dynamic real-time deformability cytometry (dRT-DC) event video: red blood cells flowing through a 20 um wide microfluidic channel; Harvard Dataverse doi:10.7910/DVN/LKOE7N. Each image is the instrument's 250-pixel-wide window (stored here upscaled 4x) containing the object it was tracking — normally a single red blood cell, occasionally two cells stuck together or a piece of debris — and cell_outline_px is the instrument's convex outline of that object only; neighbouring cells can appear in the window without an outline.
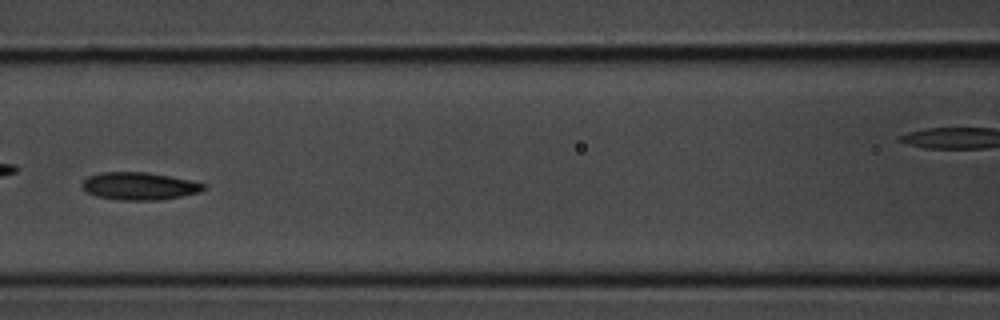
{"species": "common noctule bat (a hibernating species)", "species_latin": "Nyctalus noctula", "temperature_condition": "room temperature", "stored_images_in_passage": 38, "camera_frame_rate_fps": 3000, "um_per_image_px": 0.085, "animal": {"sex": "male", "body_mass_g": 20.1, "forearm_length_mm": 53.5}, "frame": {"image": 1, "passage_image": 17, "time_ms": 5.333, "image_size_px": [1000, 320], "cell_outline_px": [[208, 188], [200, 192], [180, 196], [156, 200], [124, 200], [96, 196], [88, 192], [80, 184], [88, 176], [100, 172], [148, 172], [192, 180], [208, 184]], "centroid_in_image_um": [11.89, 15.8], "position_along_channel_um": 154.7, "area_um2": 19.59}}